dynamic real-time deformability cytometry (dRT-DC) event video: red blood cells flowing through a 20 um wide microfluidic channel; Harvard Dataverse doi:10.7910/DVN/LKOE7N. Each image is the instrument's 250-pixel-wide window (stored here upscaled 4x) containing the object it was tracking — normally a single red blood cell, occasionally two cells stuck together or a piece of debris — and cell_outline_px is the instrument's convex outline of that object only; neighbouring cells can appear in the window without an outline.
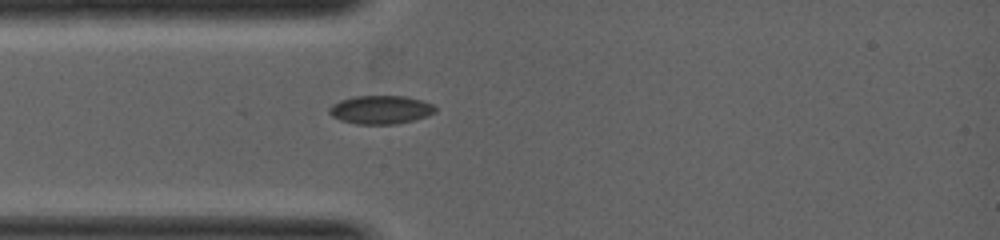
{"species": "common noctule bat (a hibernating species)", "species_latin": "Nyctalus noctula", "temperature_condition": "warm", "stored_images_in_passage": 1, "camera_frame_rate_fps": 5000, "um_per_image_px": 0.085, "animal": {"sex": "female", "body_mass_g": 19.0, "forearm_length_mm": 53.3}, "frame": {"image": 1, "passage_image": 1, "time_ms": 0.0, "image_size_px": [1000, 240], "cell_outline_px": [[436, 112], [428, 116], [396, 124], [356, 124], [340, 120], [332, 116], [328, 112], [328, 108], [332, 104], [340, 100], [356, 96], [404, 96], [420, 100], [432, 104], [436, 108]], "centroid_in_image_um": [32.33, 9.33], "position_along_channel_um": 52.7, "area_um2": 17.57}}